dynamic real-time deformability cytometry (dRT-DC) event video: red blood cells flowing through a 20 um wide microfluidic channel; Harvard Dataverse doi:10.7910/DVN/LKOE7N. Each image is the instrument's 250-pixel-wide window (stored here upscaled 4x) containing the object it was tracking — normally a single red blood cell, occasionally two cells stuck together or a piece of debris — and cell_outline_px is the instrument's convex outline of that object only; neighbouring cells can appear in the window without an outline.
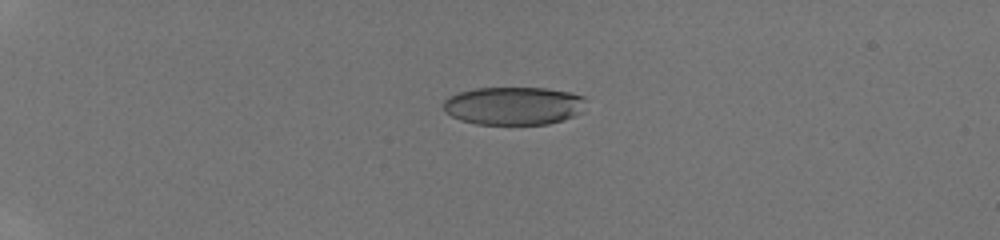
{"species": "human", "species_latin": "Homo sapiens", "temperature_condition": "room temperature", "stored_images_in_passage": 34, "camera_frame_rate_fps": 3000, "um_per_image_px": 0.085, "donor": {"sex": "male"}, "frame": {"image": 1, "passage_image": 1, "time_ms": 0.0, "image_size_px": [1000, 240], "cell_outline_px": [[584, 112], [548, 124], [476, 124], [460, 120], [444, 112], [444, 100], [448, 96], [460, 92], [476, 88], [548, 88], [572, 92], [584, 96]], "centroid_in_image_um": [43.67, 8.98], "position_along_channel_um": 41.3, "area_um2": 31.79}}
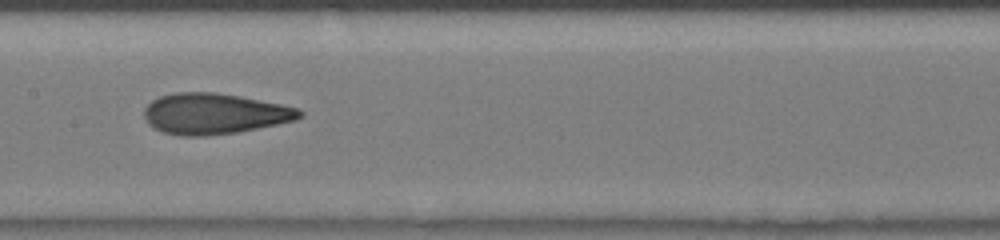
{"frame": {"image": 2, "passage_image": 15, "time_ms": 4.667, "image_size_px": [1000, 240], "cell_outline_px": [[304, 116], [296, 120], [236, 132], [204, 136], [184, 136], [164, 132], [152, 128], [148, 124], [144, 116], [144, 108], [152, 100], [160, 96], [176, 92], [212, 92], [240, 96], [280, 104], [296, 108], [304, 112]], "centroid_in_image_um": [18.19, 9.66], "position_along_channel_um": 189.2, "area_um2": 36.82}}
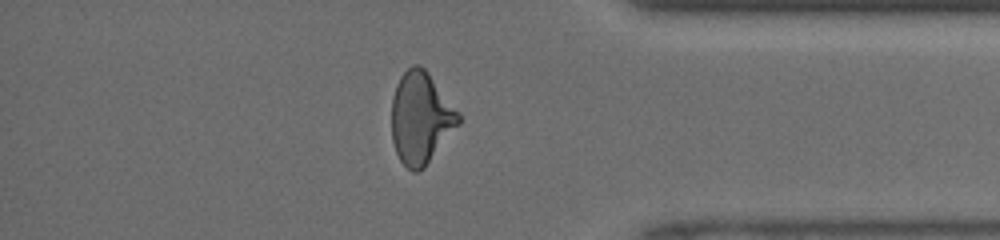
{"frame": {"image": 3, "passage_image": 29, "time_ms": 9.333, "image_size_px": [1000, 240], "cell_outline_px": [[460, 124], [424, 168], [416, 172], [412, 172], [400, 160], [396, 152], [392, 140], [392, 100], [396, 84], [400, 76], [412, 64], [420, 64], [428, 72], [460, 112]], "centroid_in_image_um": [35.78, 10.02], "position_along_channel_um": 399.4, "area_um2": 35.95}}